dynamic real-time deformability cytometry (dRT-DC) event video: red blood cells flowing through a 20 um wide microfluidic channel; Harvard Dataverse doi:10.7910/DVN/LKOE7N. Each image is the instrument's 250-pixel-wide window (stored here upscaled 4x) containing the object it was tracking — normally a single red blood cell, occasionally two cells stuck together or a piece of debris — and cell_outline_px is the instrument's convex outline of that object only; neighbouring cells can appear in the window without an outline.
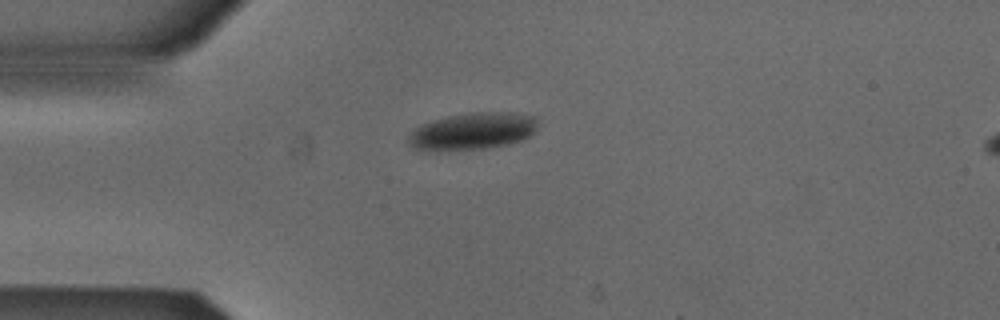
{"species": "Egyptian fruit bat (a non-hibernating species)", "species_latin": "Rousettus aegyptiacus", "temperature_condition": "cold", "stored_images_in_passage": 2, "segment_of_instrument_passage": [1, 2], "camera_frame_rate_fps": 3000, "um_per_image_px": 0.085, "animal": {"sex": "male"}, "frame": {"image": 1, "passage_image": 1, "time_ms": 0.0, "image_size_px": [1000, 320], "cell_outline_px": [[536, 128], [528, 136], [520, 140], [508, 144], [488, 148], [428, 152], [412, 148], [408, 144], [408, 136], [416, 128], [432, 120], [448, 116], [476, 112], [512, 112], [536, 116]], "centroid_in_image_um": [40.12, 11.17], "position_along_channel_um": 44.9, "area_um2": 28.03}}